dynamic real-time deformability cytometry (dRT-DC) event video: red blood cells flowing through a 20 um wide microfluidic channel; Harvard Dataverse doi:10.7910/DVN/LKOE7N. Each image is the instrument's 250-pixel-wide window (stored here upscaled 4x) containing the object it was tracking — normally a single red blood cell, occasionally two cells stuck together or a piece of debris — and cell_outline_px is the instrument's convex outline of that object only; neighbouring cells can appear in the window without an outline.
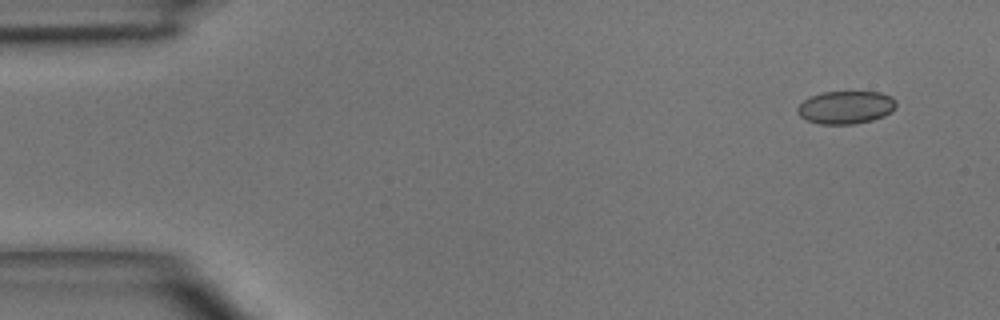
{"species": "common noctule bat (a hibernating species)", "species_latin": "Nyctalus noctula", "temperature_condition": "room temperature", "stored_images_in_passage": 4, "camera_frame_rate_fps": 3000, "um_per_image_px": 0.085, "animal": {"sex": "male", "body_mass_g": 15.6}, "frame": {"image": 1, "passage_image": 1, "time_ms": 0.0, "image_size_px": [1000, 320], "cell_outline_px": [[896, 108], [892, 112], [884, 116], [872, 120], [852, 124], [820, 124], [808, 120], [800, 116], [796, 112], [796, 108], [804, 100], [820, 92], [880, 92], [892, 96], [896, 100]], "centroid_in_image_um": [71.92, 9.12], "position_along_channel_um": 13.1, "area_um2": 19.02}}
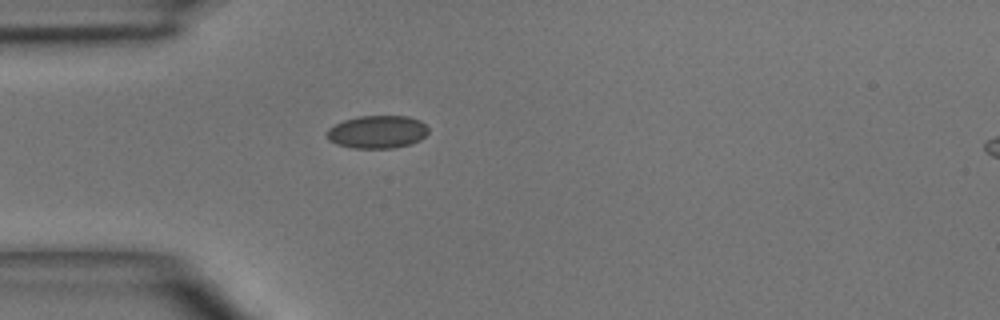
{"frame": {"image": 2, "passage_image": 4, "time_ms": 3.333, "image_size_px": [1000, 320], "cell_outline_px": [[428, 132], [420, 140], [408, 144], [392, 148], [352, 148], [336, 144], [328, 140], [324, 132], [328, 128], [344, 120], [360, 116], [408, 116], [420, 120], [428, 128]], "centroid_in_image_um": [32.03, 11.21], "position_along_channel_um": 53.0, "area_um2": 19.48}}